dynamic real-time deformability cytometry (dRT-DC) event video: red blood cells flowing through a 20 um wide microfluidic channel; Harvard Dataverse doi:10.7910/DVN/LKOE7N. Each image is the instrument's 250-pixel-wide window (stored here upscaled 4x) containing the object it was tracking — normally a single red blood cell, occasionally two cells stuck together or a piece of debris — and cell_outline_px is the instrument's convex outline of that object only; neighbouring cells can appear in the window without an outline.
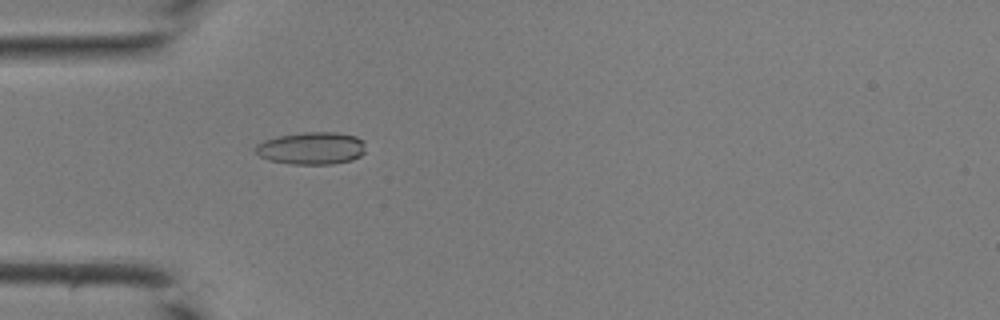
{"species": "common noctule bat (a hibernating species)", "species_latin": "Nyctalus noctula", "temperature_condition": "room temperature", "stored_images_in_passage": 43, "camera_frame_rate_fps": 3000, "um_per_image_px": 0.085, "animal": {"sex": "male", "body_mass_g": 19.0, "forearm_length_mm": 50.8}, "frame": {"image": 1, "passage_image": 14, "time_ms": 4.333, "image_size_px": [1000, 320], "cell_outline_px": [[364, 152], [360, 156], [352, 160], [332, 164], [292, 164], [268, 160], [260, 156], [256, 152], [256, 144], [264, 140], [276, 136], [304, 132], [336, 132], [356, 136], [364, 140]], "centroid_in_image_um": [26.48, 12.59], "position_along_channel_um": 58.5, "area_um2": 20.92}}
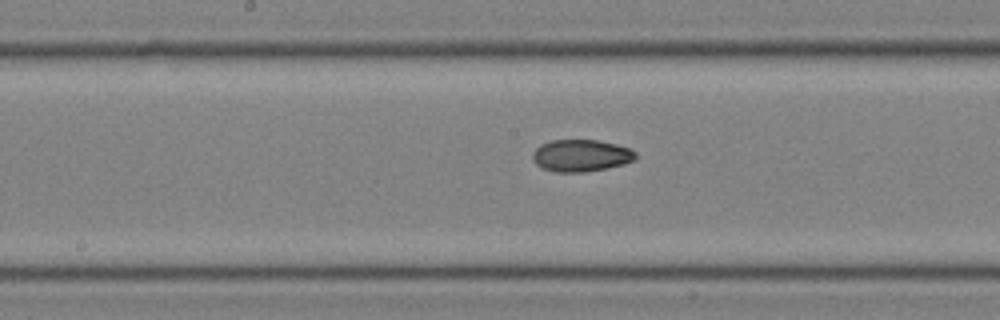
{"frame": {"image": 2, "passage_image": 23, "time_ms": 7.333, "image_size_px": [1000, 320], "cell_outline_px": [[636, 156], [632, 160], [624, 164], [608, 168], [584, 172], [556, 172], [540, 168], [532, 160], [532, 152], [540, 144], [552, 140], [600, 140], [616, 144], [628, 148], [636, 152]], "centroid_in_image_um": [49.34, 13.22], "position_along_channel_um": 198.9, "area_um2": 19.36}}
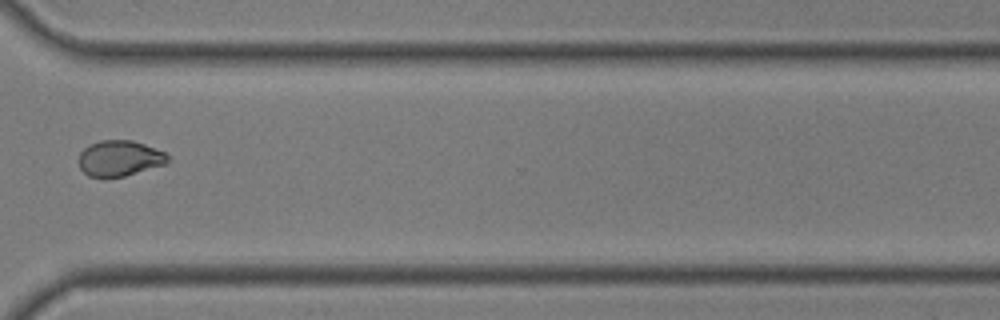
{"frame": {"image": 3, "passage_image": 33, "time_ms": 10.667, "image_size_px": [1000, 320], "cell_outline_px": [[172, 160], [168, 164], [124, 176], [104, 180], [88, 176], [80, 168], [80, 152], [88, 144], [100, 140], [132, 140], [144, 144], [164, 152]], "centroid_in_image_um": [10.17, 13.49], "position_along_channel_um": 360.4, "area_um2": 19.02}}